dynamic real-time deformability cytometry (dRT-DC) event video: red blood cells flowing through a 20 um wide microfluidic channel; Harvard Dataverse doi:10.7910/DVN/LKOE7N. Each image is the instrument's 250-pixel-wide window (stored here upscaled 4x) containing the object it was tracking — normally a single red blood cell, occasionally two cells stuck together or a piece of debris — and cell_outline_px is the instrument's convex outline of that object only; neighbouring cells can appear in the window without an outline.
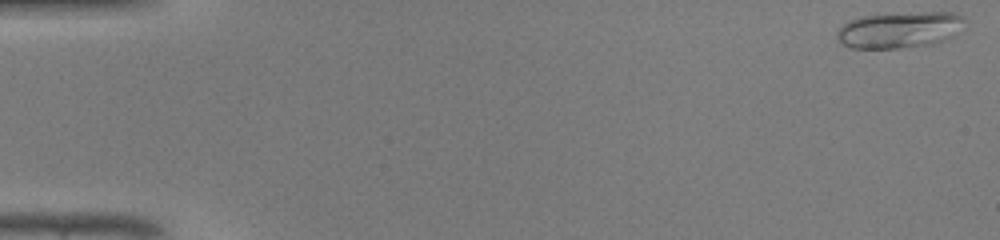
{"species": "common noctule bat (a hibernating species)", "species_latin": "Nyctalus noctula", "temperature_condition": "warm", "stored_images_in_passage": 47, "camera_frame_rate_fps": 3000, "um_per_image_px": 0.085, "animal": {"sex": "male", "body_mass_g": 19.0, "forearm_length_mm": 50.8}, "frame": {"image": 1, "passage_image": 1, "time_ms": 0.0, "image_size_px": [1000, 240], "cell_outline_px": [[968, 20], [952, 36], [944, 40], [932, 44], [900, 48], [852, 48], [844, 44], [836, 36], [840, 28], [848, 20], [860, 16], [924, 12], [952, 12], [964, 16]], "centroid_in_image_um": [76.5, 2.53], "position_along_channel_um": 8.5, "area_um2": 26.82}}
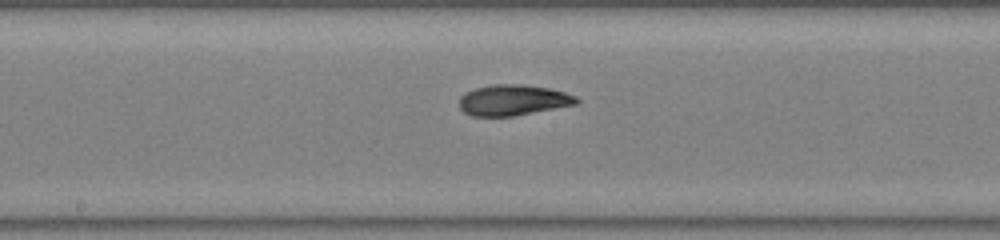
{"frame": {"image": 2, "passage_image": 25, "time_ms": 8.0, "image_size_px": [1000, 240], "cell_outline_px": [[580, 100], [576, 104], [512, 116], [472, 116], [464, 112], [460, 108], [460, 96], [464, 92], [476, 88], [492, 84], [524, 84], [548, 88], [564, 92], [576, 96]], "centroid_in_image_um": [43.59, 8.5], "position_along_channel_um": 204.6, "area_um2": 20.92}}
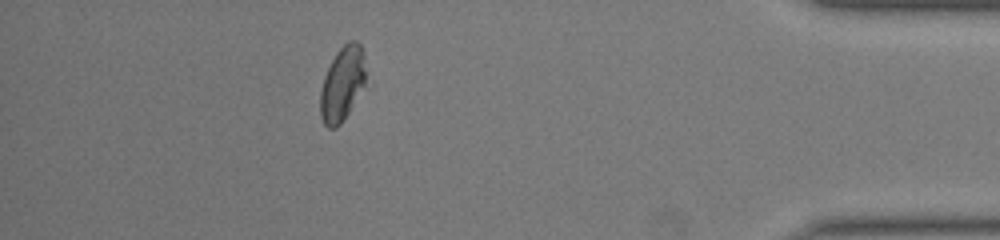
{"frame": {"image": 3, "passage_image": 42, "time_ms": 13.667, "image_size_px": [1000, 240], "cell_outline_px": [[364, 84], [344, 120], [336, 128], [328, 128], [324, 124], [320, 116], [320, 92], [324, 76], [336, 52], [348, 40], [356, 40], [360, 44], [364, 52]], "centroid_in_image_um": [29.07, 7.12], "position_along_channel_um": 406.1, "area_um2": 19.54}, "authors_computed_cell_mechanics": {"area_um2": 21.4438, "velocity_mm_per_s": 4.3278, "shape_relaxation_time_tau1_ms": 6.8501, "shape_relaxation_time_tau2_ms": 2.4227, "deformation_change_tau1": 0.235, "deformation_change_tau2": 0.0684}}